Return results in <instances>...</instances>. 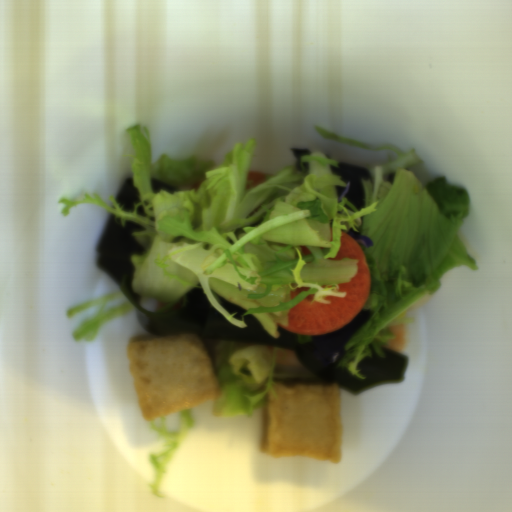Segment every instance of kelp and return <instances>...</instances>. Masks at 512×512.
<instances>
[{
  "label": "kelp",
  "instance_id": "604fcf36",
  "mask_svg": "<svg viewBox=\"0 0 512 512\" xmlns=\"http://www.w3.org/2000/svg\"><path fill=\"white\" fill-rule=\"evenodd\" d=\"M219 302L228 314H234L233 317H236L239 319L244 313L245 308H243L242 306H240L233 300L226 299V298L222 297L219 300Z\"/></svg>",
  "mask_w": 512,
  "mask_h": 512
},
{
  "label": "kelp",
  "instance_id": "cf089659",
  "mask_svg": "<svg viewBox=\"0 0 512 512\" xmlns=\"http://www.w3.org/2000/svg\"><path fill=\"white\" fill-rule=\"evenodd\" d=\"M122 211L130 213L136 208L139 201V192L133 182V177L123 181L114 197Z\"/></svg>",
  "mask_w": 512,
  "mask_h": 512
},
{
  "label": "kelp",
  "instance_id": "861f05c9",
  "mask_svg": "<svg viewBox=\"0 0 512 512\" xmlns=\"http://www.w3.org/2000/svg\"><path fill=\"white\" fill-rule=\"evenodd\" d=\"M151 191L157 192L158 190L164 191H175L176 184L162 180V179H151L150 183Z\"/></svg>",
  "mask_w": 512,
  "mask_h": 512
},
{
  "label": "kelp",
  "instance_id": "99668d17",
  "mask_svg": "<svg viewBox=\"0 0 512 512\" xmlns=\"http://www.w3.org/2000/svg\"><path fill=\"white\" fill-rule=\"evenodd\" d=\"M143 230V225L129 219L123 226L111 214L95 247V260L116 282L124 294L122 296L132 302L144 334L161 338L191 333L291 350L303 369L355 395L379 384L400 382L404 378L409 356L387 345L379 347L383 357L369 345L370 355L354 367L358 368L362 378L338 366L348 343L372 314L366 308H362L345 326L323 334H293L277 325L279 336L275 337L255 315L244 317L245 327L235 325L212 307L200 283L184 296L183 303L174 312H150L142 305L143 296L137 295L133 287L134 263L131 256L143 255L145 251L132 234Z\"/></svg>",
  "mask_w": 512,
  "mask_h": 512
}]
</instances>
